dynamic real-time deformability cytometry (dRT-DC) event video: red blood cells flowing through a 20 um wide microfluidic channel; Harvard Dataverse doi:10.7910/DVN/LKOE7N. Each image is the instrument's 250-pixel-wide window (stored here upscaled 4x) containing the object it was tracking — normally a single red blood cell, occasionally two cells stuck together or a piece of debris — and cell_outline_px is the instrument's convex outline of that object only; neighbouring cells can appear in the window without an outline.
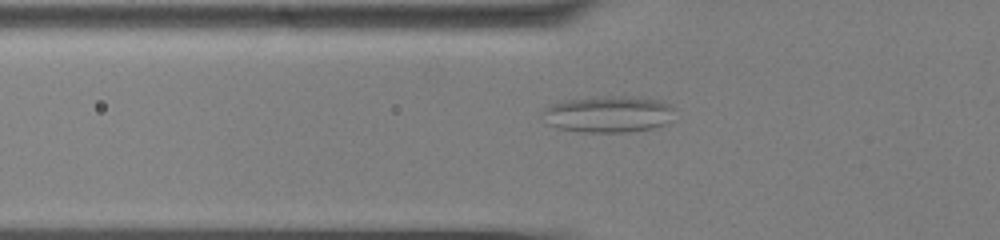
{"species": "common noctule bat (a hibernating species)", "species_latin": "Nyctalus noctula", "temperature_condition": "cold", "stored_images_in_passage": 59, "camera_frame_rate_fps": 3000, "um_per_image_px": 0.085, "animal": {"sex": "male", "body_mass_g": 13.0, "forearm_length_mm": 53.1}, "frame": {"image": 1, "passage_image": 22, "time_ms": 7.0, "image_size_px": [1000, 240], "cell_outline_px": [[676, 108], [672, 120], [668, 124], [652, 128], [628, 132], [584, 132], [556, 128], [548, 124], [544, 112], [544, 108], [548, 104], [564, 100], [604, 96], [624, 96], [664, 100]], "centroid_in_image_um": [51.78, 9.7], "position_along_channel_um": 74.0, "area_um2": 28.5}}
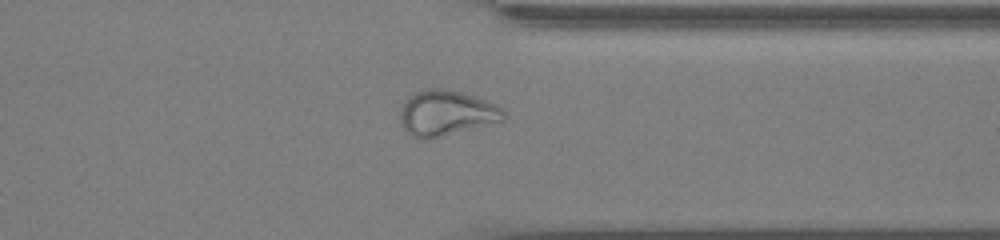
{"frame": {"image": 2, "passage_image": 47, "time_ms": 15.333, "image_size_px": [1000, 240], "cell_outline_px": [[504, 120], [428, 140], [420, 140], [412, 136], [400, 124], [400, 112], [404, 100], [408, 96], [416, 92], [428, 88], [440, 88], [460, 92], [484, 100], [504, 108]], "centroid_in_image_um": [37.88, 9.62], "position_along_channel_um": 373.5, "area_um2": 27.28}}
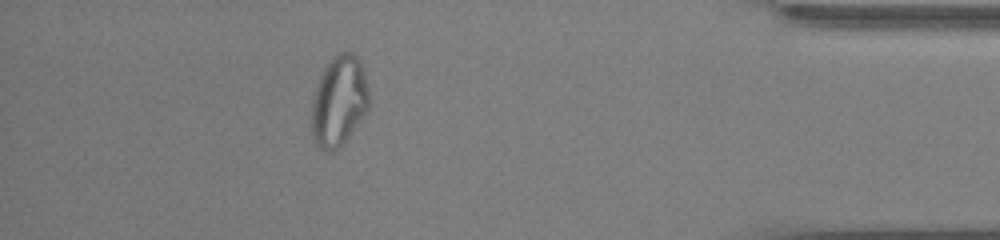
{"frame": {"image": 3, "passage_image": 53, "time_ms": 17.333, "image_size_px": [1000, 240], "cell_outline_px": [[368, 108], [344, 144], [340, 148], [332, 152], [328, 152], [312, 136], [312, 100], [316, 84], [324, 68], [332, 56], [340, 52], [352, 52], [360, 60], [364, 72], [368, 92]], "centroid_in_image_um": [28.81, 8.57], "position_along_channel_um": 406.4, "area_um2": 30.0}, "authors_computed_cell_mechanics": {"area_um2": 29.0156, "velocity_mm_per_s": 3.6005, "shape_relaxation_time_tau1_ms": null, "shape_relaxation_time_tau2_ms": 2.9969, "deformation_change_tau1": null, "deformation_change_tau2": 0.1022}}